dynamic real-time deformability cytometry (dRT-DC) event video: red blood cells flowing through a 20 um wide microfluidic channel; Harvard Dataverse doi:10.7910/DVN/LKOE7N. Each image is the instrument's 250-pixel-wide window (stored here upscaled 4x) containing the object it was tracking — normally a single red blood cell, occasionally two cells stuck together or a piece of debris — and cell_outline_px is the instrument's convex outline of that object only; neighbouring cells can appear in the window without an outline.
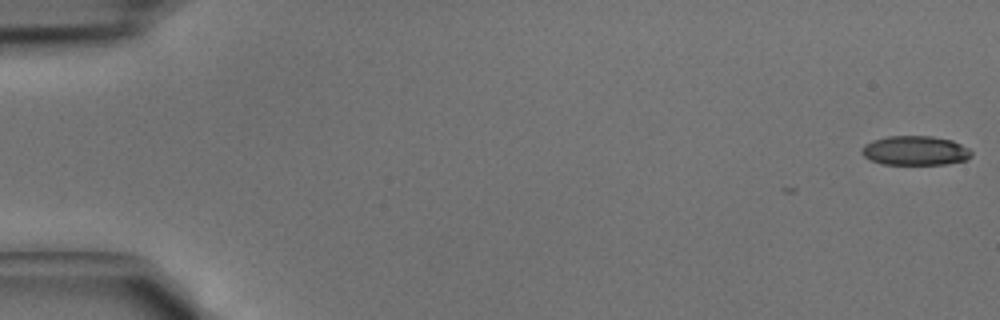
{"species": "common noctule bat (a hibernating species)", "species_latin": "Nyctalus noctula", "temperature_condition": "cold", "stored_images_in_passage": 4, "camera_frame_rate_fps": 3000, "um_per_image_px": 0.085, "animal": {"sex": "male", "body_mass_g": 15.6}, "frame": {"image": 1, "passage_image": 1, "time_ms": 0.0, "image_size_px": [1000, 320], "cell_outline_px": [[972, 156], [968, 160], [944, 164], [880, 164], [864, 156], [860, 152], [864, 144], [872, 140], [888, 136], [932, 136], [952, 140], [968, 148], [972, 152]], "centroid_in_image_um": [77.79, 12.8], "position_along_channel_um": 7.2, "area_um2": 18.84}}